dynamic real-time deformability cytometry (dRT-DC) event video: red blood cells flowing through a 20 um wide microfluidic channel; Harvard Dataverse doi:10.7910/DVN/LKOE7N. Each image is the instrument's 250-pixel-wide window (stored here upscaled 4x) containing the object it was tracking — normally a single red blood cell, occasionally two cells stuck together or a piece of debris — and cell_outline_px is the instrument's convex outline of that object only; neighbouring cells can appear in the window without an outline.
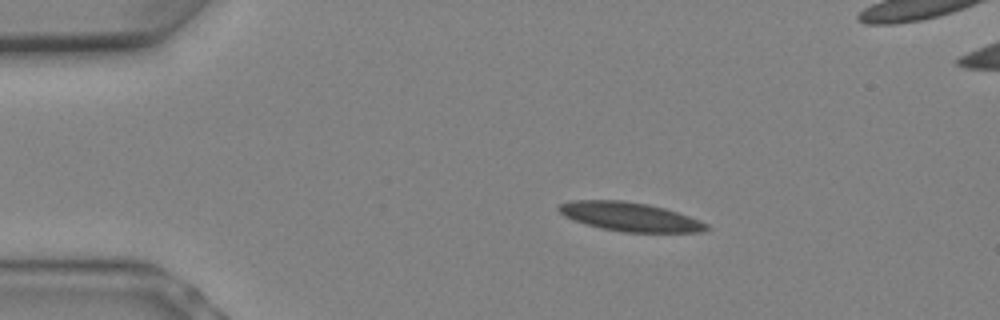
{"species": "Egyptian fruit bat (a non-hibernating species)", "species_latin": "Rousettus aegyptiacus", "temperature_condition": "warm", "stored_images_in_passage": 6, "camera_frame_rate_fps": 3000, "um_per_image_px": 0.085, "animal": {"sex": "female"}, "frame": {"image": 1, "passage_image": 3, "time_ms": 0.667, "image_size_px": [1000, 320], "cell_outline_px": [[712, 228], [700, 232], [624, 232], [600, 228], [572, 220], [564, 216], [556, 208], [560, 204], [568, 200], [624, 200], [648, 204], [664, 208], [700, 220], [708, 224]], "centroid_in_image_um": [53.52, 18.42], "position_along_channel_um": 31.5, "area_um2": 24.97}}